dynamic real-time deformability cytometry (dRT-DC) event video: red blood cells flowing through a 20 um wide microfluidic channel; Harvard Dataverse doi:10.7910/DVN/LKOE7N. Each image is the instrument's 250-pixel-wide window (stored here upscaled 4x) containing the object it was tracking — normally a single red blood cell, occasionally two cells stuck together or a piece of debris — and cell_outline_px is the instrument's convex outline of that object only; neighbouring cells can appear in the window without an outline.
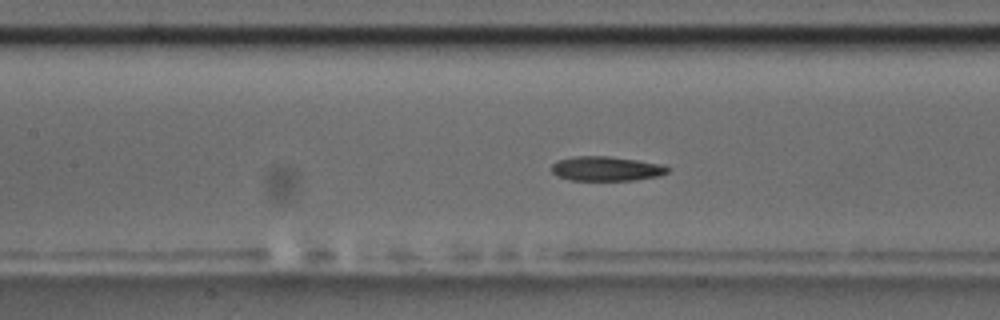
{"species": "common noctule bat (a hibernating species)", "species_latin": "Nyctalus noctula", "temperature_condition": "room temperature", "stored_images_in_passage": 53, "camera_frame_rate_fps": 3000, "um_per_image_px": 0.085, "animal": {"sex": "male", "body_mass_g": 17.5, "forearm_length_mm": 52.3}, "frame": {"image": 1, "passage_image": 22, "time_ms": 7.0, "image_size_px": [1000, 320], "cell_outline_px": [[672, 168], [668, 172], [660, 176], [636, 180], [572, 180], [556, 176], [552, 172], [552, 164], [560, 160], [576, 156], [608, 156], [664, 164]], "centroid_in_image_um": [51.6, 14.34], "position_along_channel_um": 155.8, "area_um2": 16.65}}
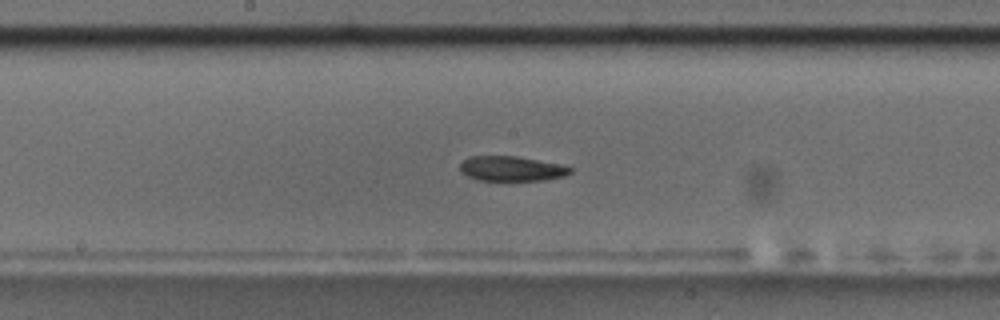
{"frame": {"image": 2, "passage_image": 26, "time_ms": 8.333, "image_size_px": [1000, 320], "cell_outline_px": [[572, 172], [564, 176], [544, 180], [476, 180], [460, 172], [460, 164], [464, 160], [472, 156], [516, 156], [560, 164], [572, 168]], "centroid_in_image_um": [43.47, 14.33], "position_along_channel_um": 204.7, "area_um2": 15.9}}
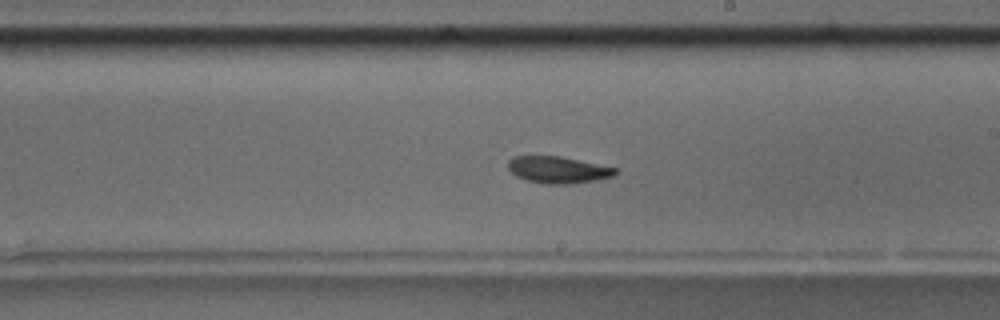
{"frame": {"image": 3, "passage_image": 29, "time_ms": 9.333, "image_size_px": [1000, 320], "cell_outline_px": [[616, 176], [596, 180], [568, 184], [544, 184], [528, 180], [516, 176], [508, 168], [508, 160], [512, 156], [560, 156], [616, 168]], "centroid_in_image_um": [47.42, 14.43], "position_along_channel_um": 241.6, "area_um2": 16.65}, "authors_computed_cell_mechanics": {"area_um2": 17.1666, "velocity_mm_per_s": 3.7051, "shape_relaxation_time_tau1_ms": 3.866, "shape_relaxation_time_tau2_ms": 5.1277, "deformation_change_tau1": 0.1114, "deformation_change_tau2": 0.0883}}